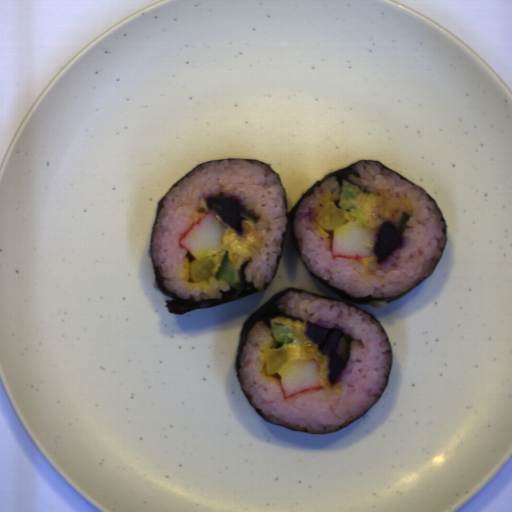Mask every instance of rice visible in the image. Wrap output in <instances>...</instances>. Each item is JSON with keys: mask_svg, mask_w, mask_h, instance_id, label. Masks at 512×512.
<instances>
[{"mask_svg": "<svg viewBox=\"0 0 512 512\" xmlns=\"http://www.w3.org/2000/svg\"><path fill=\"white\" fill-rule=\"evenodd\" d=\"M351 167L360 175L346 177L351 185L378 194L381 200L371 220L352 205L344 209L345 221L359 220L357 225L372 227L377 232L389 222L396 230L406 212L409 219L399 243L382 263H378L374 252L365 258H332V231L320 227L316 216L328 201L340 208L342 187L334 176L324 180L320 187H314V194L305 197L295 212L293 230L300 258L309 271L353 298L397 297L432 273L446 246L445 221L423 189L401 180L400 175L382 168V164L362 160Z\"/></svg>", "mask_w": 512, "mask_h": 512, "instance_id": "652b925c", "label": "rice"}, {"mask_svg": "<svg viewBox=\"0 0 512 512\" xmlns=\"http://www.w3.org/2000/svg\"><path fill=\"white\" fill-rule=\"evenodd\" d=\"M274 303L283 314L338 329L352 340L346 365L332 383L338 391L321 384L322 388L285 399L280 375H267L263 361L270 348H282L283 343L274 340L263 320L255 323L241 349L238 373L241 388L252 396L249 401L264 420L312 434L330 433L367 412L379 400L391 368L390 343L380 324L343 301L291 289Z\"/></svg>", "mask_w": 512, "mask_h": 512, "instance_id": "023b6e5f", "label": "rice"}, {"mask_svg": "<svg viewBox=\"0 0 512 512\" xmlns=\"http://www.w3.org/2000/svg\"><path fill=\"white\" fill-rule=\"evenodd\" d=\"M208 197L235 198L240 216L253 222L256 246L234 268L240 272L251 258L243 270L245 281L264 292L265 284L271 283L276 274L278 256L283 254L288 217L285 190L277 173L254 159L203 162L164 196L151 240L153 266L165 278L163 286L181 300L192 298L194 303L222 299L221 291L231 290V285L217 278L205 289L183 281L186 258H195L180 246L179 239L210 212L205 200Z\"/></svg>", "mask_w": 512, "mask_h": 512, "instance_id": "8eca5e8b", "label": "rice"}]
</instances>
